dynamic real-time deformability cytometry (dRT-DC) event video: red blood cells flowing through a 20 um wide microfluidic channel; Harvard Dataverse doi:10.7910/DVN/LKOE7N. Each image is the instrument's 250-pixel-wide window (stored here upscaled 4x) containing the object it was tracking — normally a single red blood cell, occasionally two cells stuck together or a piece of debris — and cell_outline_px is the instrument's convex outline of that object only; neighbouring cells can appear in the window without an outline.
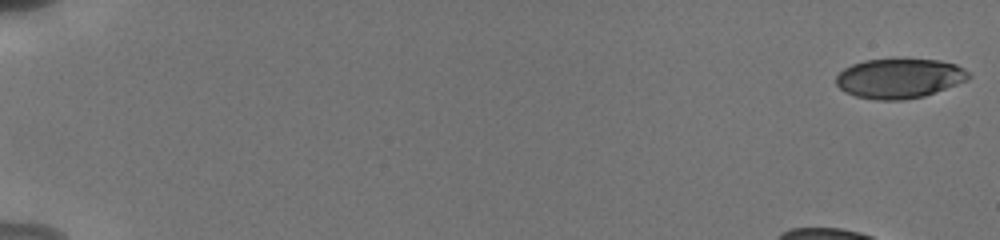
{"species": "human", "species_latin": "Homo sapiens", "temperature_condition": "cold", "stored_images_in_passage": 10, "camera_frame_rate_fps": 3000, "um_per_image_px": 0.085, "donor": {"sex": "male"}, "frame": {"image": 1, "passage_image": 1, "time_ms": 0.0, "image_size_px": [1000, 240], "cell_outline_px": [[972, 76], [968, 80], [924, 96], [904, 100], [876, 100], [856, 96], [844, 92], [836, 84], [836, 76], [844, 68], [852, 64], [864, 60], [940, 60], [956, 64], [964, 68]], "centroid_in_image_um": [76.44, 6.67], "position_along_channel_um": 8.6, "area_um2": 30.58}}